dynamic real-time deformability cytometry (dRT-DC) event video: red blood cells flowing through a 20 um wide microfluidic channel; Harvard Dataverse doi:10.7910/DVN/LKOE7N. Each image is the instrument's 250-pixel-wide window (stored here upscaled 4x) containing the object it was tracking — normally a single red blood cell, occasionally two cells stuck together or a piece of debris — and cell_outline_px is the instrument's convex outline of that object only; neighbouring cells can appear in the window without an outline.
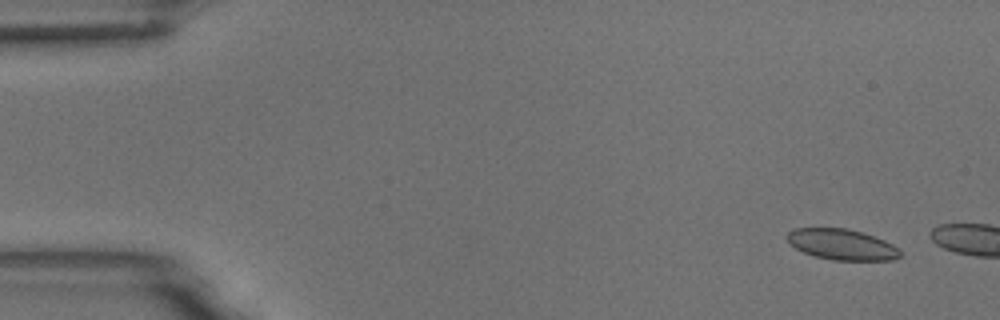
{"species": "common noctule bat (a hibernating species)", "species_latin": "Nyctalus noctula", "temperature_condition": "room temperature", "stored_images_in_passage": 2, "camera_frame_rate_fps": 3000, "um_per_image_px": 0.085, "animal": {"sex": "male", "body_mass_g": 18.8}, "frame": {"image": 1, "passage_image": 1, "time_ms": 0.0, "image_size_px": [1000, 320], "cell_outline_px": [[904, 252], [900, 256], [892, 260], [832, 260], [816, 256], [804, 252], [796, 248], [788, 240], [788, 232], [796, 228], [848, 228], [864, 232], [884, 240], [892, 244]], "centroid_in_image_um": [71.62, 20.78], "position_along_channel_um": 13.4, "area_um2": 20.23}}